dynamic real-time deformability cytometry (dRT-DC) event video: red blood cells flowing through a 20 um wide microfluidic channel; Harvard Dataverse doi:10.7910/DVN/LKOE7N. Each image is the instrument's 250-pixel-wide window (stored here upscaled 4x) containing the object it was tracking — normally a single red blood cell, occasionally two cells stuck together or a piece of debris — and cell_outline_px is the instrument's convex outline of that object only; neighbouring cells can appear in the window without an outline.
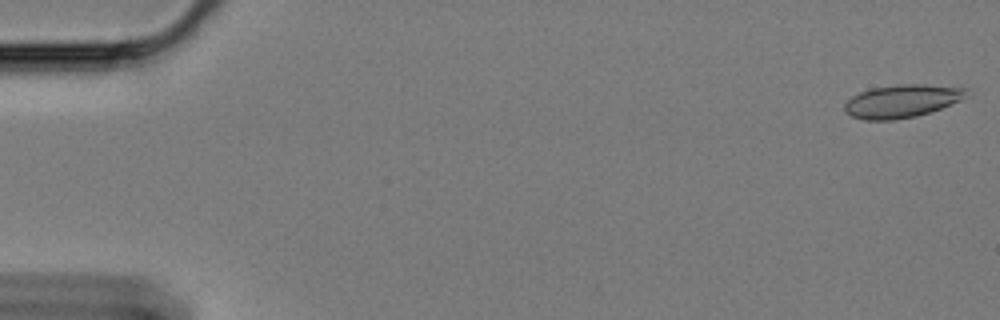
{"species": "Egyptian fruit bat (a non-hibernating species)", "species_latin": "Rousettus aegyptiacus", "temperature_condition": "cold", "stored_images_in_passage": 59, "camera_frame_rate_fps": 3000, "um_per_image_px": 0.085, "animal": {"sex": "female"}, "frame": {"image": 1, "passage_image": 1, "time_ms": 0.0, "image_size_px": [1000, 320], "cell_outline_px": [[972, 96], [940, 108], [916, 116], [892, 120], [864, 120], [852, 116], [844, 112], [844, 104], [852, 96], [860, 92], [872, 88], [900, 84], [924, 84], [964, 88]], "centroid_in_image_um": [76.67, 8.59], "position_along_channel_um": 8.3, "area_um2": 23.41}}
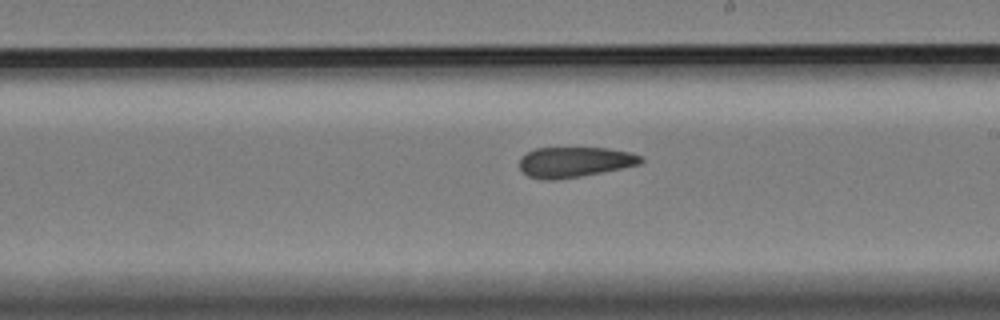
{"frame": {"image": 2, "passage_image": 34, "time_ms": 11.0, "image_size_px": [1000, 320], "cell_outline_px": [[644, 160], [640, 164], [580, 176], [556, 180], [540, 180], [528, 176], [520, 168], [520, 160], [528, 152], [536, 148], [608, 148], [632, 152], [644, 156]], "centroid_in_image_um": [48.87, 13.77], "position_along_channel_um": 240.1, "area_um2": 21.39}}
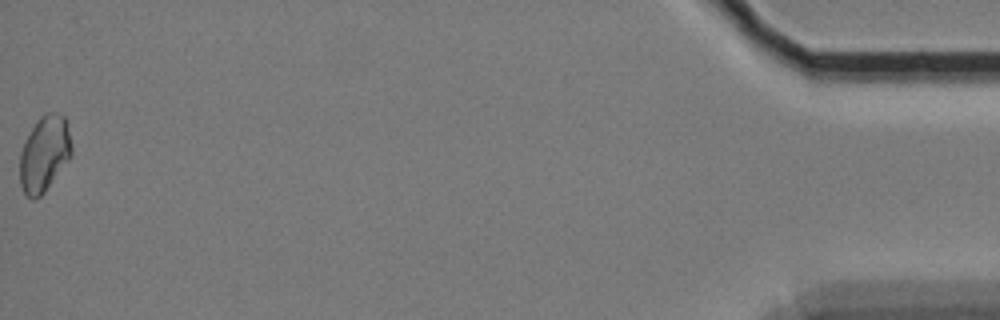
{"frame": {"image": 3, "passage_image": 59, "time_ms": 19.333, "image_size_px": [1000, 320], "cell_outline_px": [[72, 152], [68, 160], [44, 192], [40, 196], [32, 200], [24, 192], [20, 184], [20, 152], [36, 120], [40, 116], [48, 112], [52, 112], [64, 116], [72, 144]], "centroid_in_image_um": [3.76, 13.07], "position_along_channel_um": 431.4, "area_um2": 22.48}, "authors_computed_cell_mechanics": {"area_um2": 22.4264, "velocity_mm_per_s": 3.397, "shape_relaxation_time_tau1_ms": 10.1772, "shape_relaxation_time_tau2_ms": 6.2203, "deformation_change_tau1": 0.1236, "deformation_change_tau2": 0.1224}}